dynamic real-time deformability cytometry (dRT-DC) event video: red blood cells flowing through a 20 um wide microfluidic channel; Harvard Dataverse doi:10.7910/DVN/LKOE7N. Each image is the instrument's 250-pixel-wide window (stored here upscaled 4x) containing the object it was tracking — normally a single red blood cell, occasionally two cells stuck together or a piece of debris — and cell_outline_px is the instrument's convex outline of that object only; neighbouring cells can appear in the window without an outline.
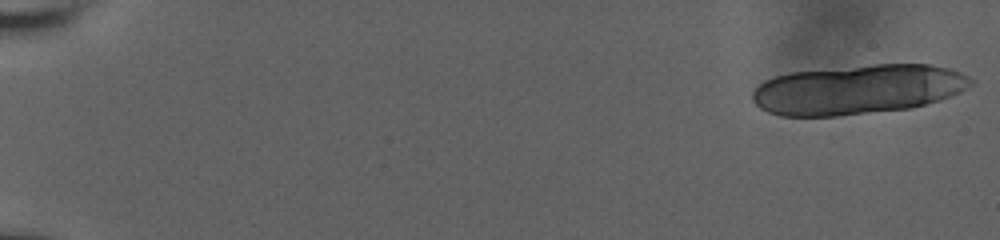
{"species": "human", "species_latin": "Homo sapiens", "temperature_condition": "room temperature", "stored_images_in_passage": 23, "camera_frame_rate_fps": 3000, "um_per_image_px": 0.085, "donor": {"sex": "male"}, "frame": {"image": 1, "passage_image": 1, "time_ms": 0.0, "image_size_px": [1000, 240], "cell_outline_px": [[976, 80], [972, 84], [960, 92], [940, 100], [908, 108], [836, 116], [780, 116], [768, 112], [760, 108], [752, 100], [752, 92], [764, 80], [788, 72], [872, 64], [928, 64], [948, 68], [960, 72]], "centroid_in_image_um": [72.9, 7.6], "position_along_channel_um": 12.1, "area_um2": 63.18}}